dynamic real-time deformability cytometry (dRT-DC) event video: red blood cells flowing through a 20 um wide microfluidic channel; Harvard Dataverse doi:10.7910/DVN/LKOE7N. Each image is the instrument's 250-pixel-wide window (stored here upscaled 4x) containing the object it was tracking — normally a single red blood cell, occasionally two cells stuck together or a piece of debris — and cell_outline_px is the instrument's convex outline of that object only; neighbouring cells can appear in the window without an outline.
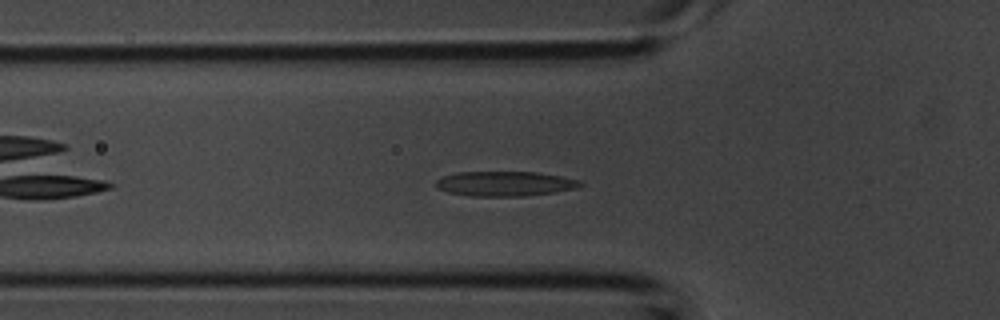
{"species": "common noctule bat (a hibernating species)", "species_latin": "Nyctalus noctula", "temperature_condition": "room temperature", "stored_images_in_passage": 32, "camera_frame_rate_fps": 3000, "um_per_image_px": 0.085, "animal": {"sex": "male", "body_mass_g": 20.1, "forearm_length_mm": 53.5}, "frame": {"image": 1, "passage_image": 5, "time_ms": 1.333, "image_size_px": [1000, 320], "cell_outline_px": [[584, 184], [576, 188], [556, 192], [524, 196], [472, 196], [448, 192], [440, 188], [436, 184], [436, 180], [444, 176], [456, 172], [536, 172], [560, 176], [580, 180]], "centroid_in_image_um": [42.95, 15.61], "position_along_channel_um": 82.8, "area_um2": 20.75}}
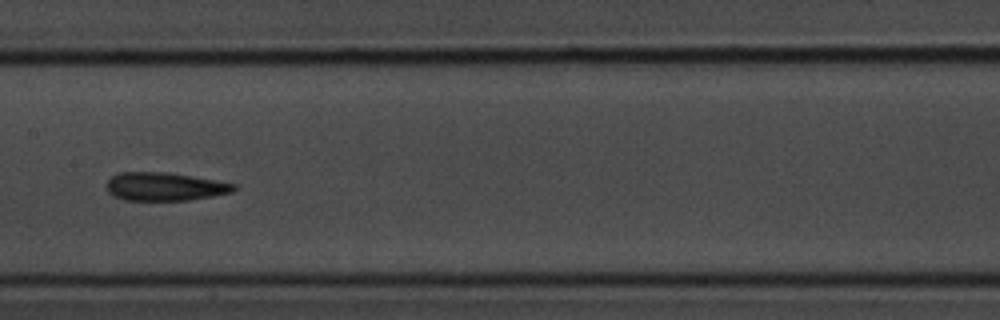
{"frame": {"image": 2, "passage_image": 12, "time_ms": 3.667, "image_size_px": [1000, 320], "cell_outline_px": [[236, 188], [232, 192], [212, 196], [188, 200], [124, 200], [112, 196], [108, 192], [108, 180], [116, 172], [168, 172], [236, 184]], "centroid_in_image_um": [13.97, 15.86], "position_along_channel_um": 193.4, "area_um2": 20.87}}
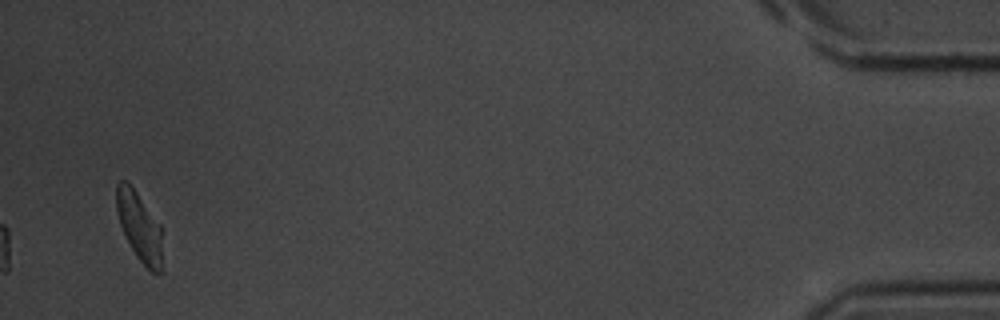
{"frame": {"image": 3, "passage_image": 32, "time_ms": 10.333, "image_size_px": [1000, 320], "cell_outline_px": [[164, 272], [152, 272], [136, 256], [120, 224], [116, 208], [116, 184], [120, 180], [124, 180], [136, 192], [160, 224]], "centroid_in_image_um": [11.88, 19.31], "position_along_channel_um": 423.3, "area_um2": 18.26}}